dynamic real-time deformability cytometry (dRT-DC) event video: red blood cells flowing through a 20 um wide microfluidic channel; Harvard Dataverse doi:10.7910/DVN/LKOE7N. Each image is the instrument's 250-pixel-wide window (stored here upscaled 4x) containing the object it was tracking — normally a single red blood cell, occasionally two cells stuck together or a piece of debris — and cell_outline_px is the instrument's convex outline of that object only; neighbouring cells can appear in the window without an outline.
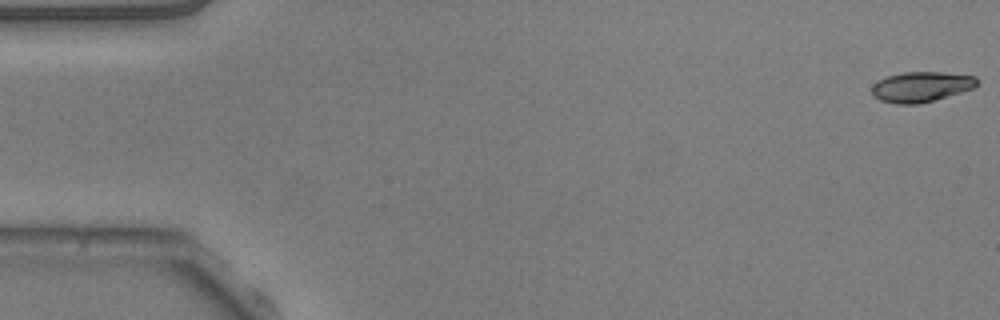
{"species": "common noctule bat (a hibernating species)", "species_latin": "Nyctalus noctula", "temperature_condition": "warm", "stored_images_in_passage": 44, "camera_frame_rate_fps": 3000, "um_per_image_px": 0.085, "animal": {"sex": "male", "body_mass_g": 20.5, "forearm_length_mm": 52.5}, "frame": {"image": 1, "passage_image": 1, "time_ms": 0.0, "image_size_px": [1000, 320], "cell_outline_px": [[980, 84], [972, 88], [960, 92], [932, 100], [916, 104], [896, 104], [880, 100], [872, 96], [872, 84], [888, 76], [904, 72], [944, 72], [976, 76]], "centroid_in_image_um": [78.3, 7.37], "position_along_channel_um": 6.7, "area_um2": 18.44}}
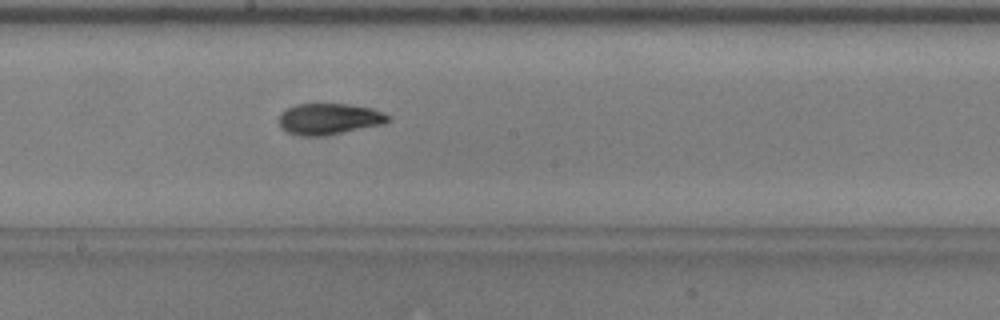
{"frame": {"image": 2, "passage_image": 29, "time_ms": 9.333, "image_size_px": [1000, 320], "cell_outline_px": [[392, 116], [384, 124], [324, 136], [300, 136], [288, 132], [280, 128], [280, 112], [296, 104], [348, 104], [372, 108], [384, 112]], "centroid_in_image_um": [27.99, 10.11], "position_along_channel_um": 220.2, "area_um2": 19.94}}
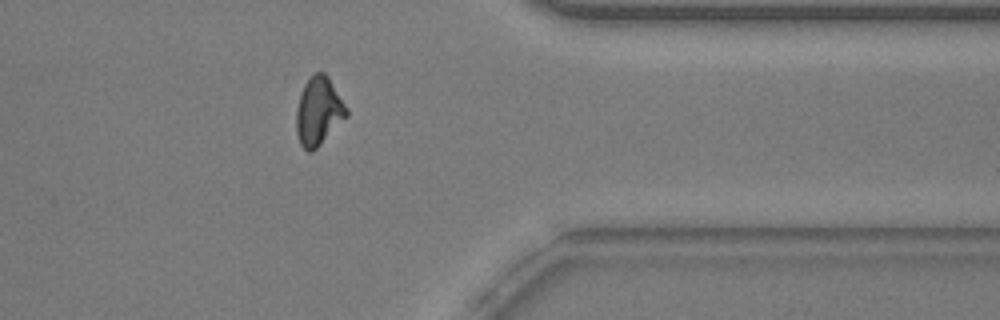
{"frame": {"image": 3, "passage_image": 43, "time_ms": 14.0, "image_size_px": [1000, 320], "cell_outline_px": [[348, 116], [312, 152], [308, 152], [300, 144], [296, 132], [296, 108], [300, 92], [304, 84], [316, 72], [324, 72], [328, 76], [348, 108]], "centroid_in_image_um": [27.08, 9.45], "position_along_channel_um": 384.3, "area_um2": 20.0}}